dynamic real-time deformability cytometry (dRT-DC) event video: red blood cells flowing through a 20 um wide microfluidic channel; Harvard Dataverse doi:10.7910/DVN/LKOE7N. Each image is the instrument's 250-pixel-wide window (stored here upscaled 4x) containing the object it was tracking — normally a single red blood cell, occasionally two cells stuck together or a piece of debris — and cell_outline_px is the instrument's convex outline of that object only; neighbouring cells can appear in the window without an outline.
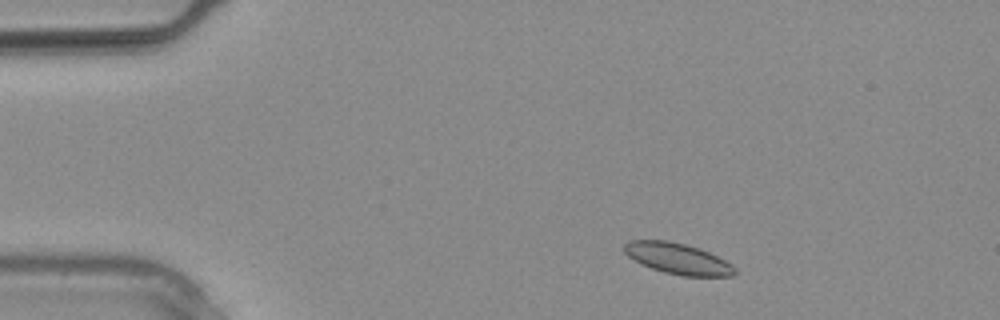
{"species": "common noctule bat (a hibernating species)", "species_latin": "Nyctalus noctula", "temperature_condition": "warm", "stored_images_in_passage": 8, "camera_frame_rate_fps": 3000, "um_per_image_px": 0.085, "animal": {"sex": "male", "body_mass_g": 20.4}, "frame": {"image": 1, "passage_image": 3, "time_ms": 0.667, "image_size_px": [1000, 320], "cell_outline_px": [[736, 272], [732, 276], [684, 276], [664, 272], [640, 264], [628, 256], [624, 252], [624, 244], [628, 240], [668, 240], [700, 248], [732, 264], [736, 268]], "centroid_in_image_um": [57.59, 21.98], "position_along_channel_um": 27.4, "area_um2": 19.94}}
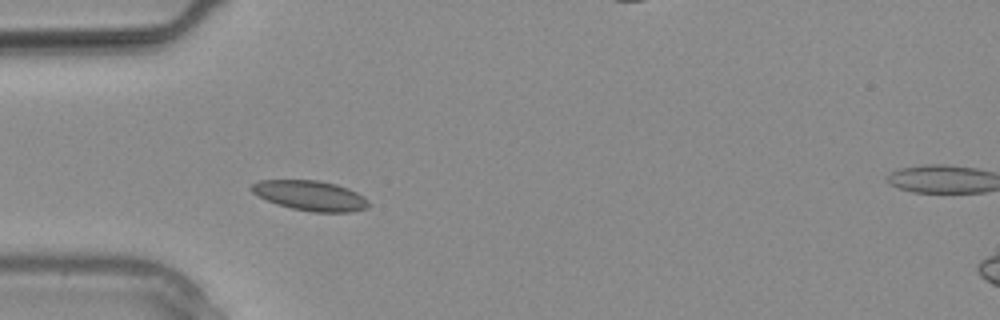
{"frame": {"image": 2, "passage_image": 7, "time_ms": 2.0, "image_size_px": [1000, 320], "cell_outline_px": [[368, 208], [352, 212], [312, 212], [292, 208], [268, 200], [252, 192], [248, 188], [252, 184], [260, 180], [316, 180], [336, 184], [348, 188], [364, 196], [368, 200]], "centroid_in_image_um": [26.4, 16.62], "position_along_channel_um": 58.6, "area_um2": 20.35}}